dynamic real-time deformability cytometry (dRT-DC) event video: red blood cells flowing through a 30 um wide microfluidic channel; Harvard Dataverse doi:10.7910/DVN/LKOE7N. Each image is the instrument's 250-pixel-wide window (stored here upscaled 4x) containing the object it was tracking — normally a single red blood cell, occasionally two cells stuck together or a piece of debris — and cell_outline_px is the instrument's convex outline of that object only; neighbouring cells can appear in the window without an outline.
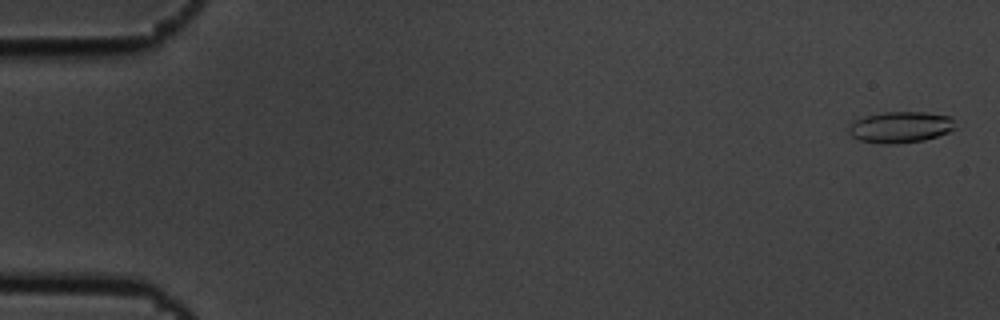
{"species": "common noctule bat (a hibernating species)", "species_latin": "Nyctalus noctula", "temperature_condition": "cold", "stored_images_in_passage": 11, "camera_frame_rate_fps": 3000, "um_per_image_px": 0.085, "animal": {"sex": "male", "body_mass_g": 19.5, "forearm_length_mm": 54.6}, "frame": {"image": 1, "passage_image": 2, "time_ms": 0.333, "image_size_px": [1000, 320], "cell_outline_px": [[956, 128], [948, 132], [924, 140], [888, 144], [884, 144], [860, 140], [852, 136], [848, 132], [848, 128], [856, 120], [864, 116], [884, 112], [924, 112], [952, 116]], "centroid_in_image_um": [76.56, 10.79], "position_along_channel_um": 8.4, "area_um2": 19.25}}